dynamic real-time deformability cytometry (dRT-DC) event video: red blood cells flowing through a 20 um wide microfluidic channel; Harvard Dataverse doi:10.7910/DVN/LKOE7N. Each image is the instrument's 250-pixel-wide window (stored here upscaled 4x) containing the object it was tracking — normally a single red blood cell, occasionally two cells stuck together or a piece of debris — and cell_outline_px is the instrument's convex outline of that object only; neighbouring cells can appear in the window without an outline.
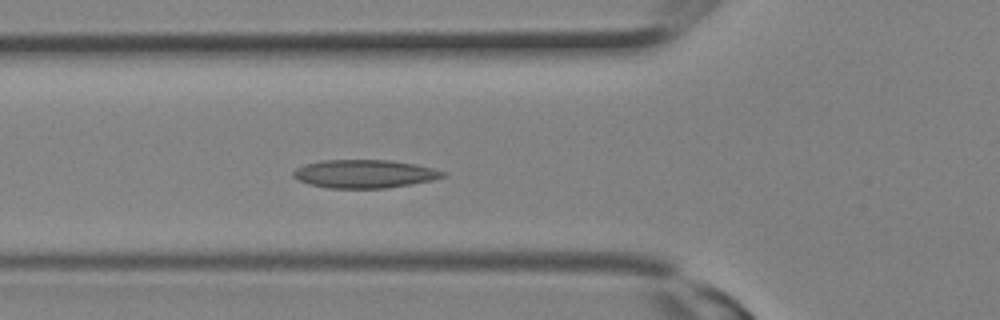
{"species": "Egyptian fruit bat (a non-hibernating species)", "species_latin": "Rousettus aegyptiacus", "temperature_condition": "room temperature", "stored_images_in_passage": 13, "camera_frame_rate_fps": 3000, "um_per_image_px": 0.085, "animal": {"sex": "female"}, "frame": {"image": 1, "passage_image": 11, "time_ms": 3.333, "image_size_px": [1000, 320], "cell_outline_px": [[444, 176], [432, 180], [384, 188], [328, 188], [308, 184], [292, 176], [292, 172], [296, 168], [304, 164], [324, 160], [388, 160], [412, 164], [432, 168], [444, 172]], "centroid_in_image_um": [30.9, 14.77], "position_along_channel_um": 94.9, "area_um2": 24.28}}
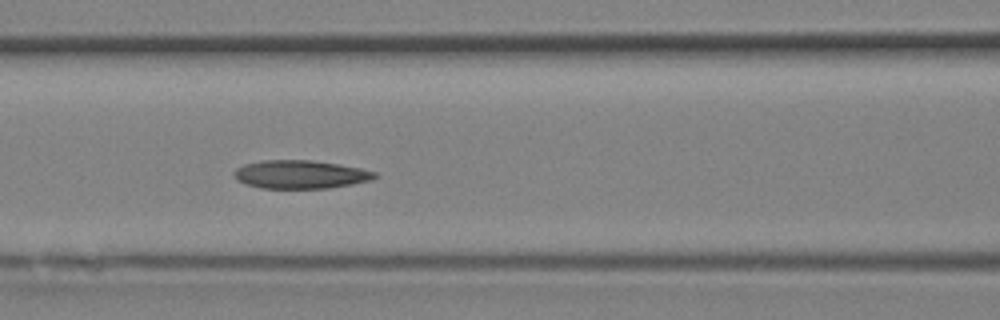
{"frame": {"image": 2, "passage_image": 13, "time_ms": 4.0, "image_size_px": [1000, 320], "cell_outline_px": [[380, 176], [372, 180], [352, 184], [328, 188], [260, 188], [244, 184], [236, 180], [232, 172], [236, 168], [244, 164], [264, 160], [312, 160], [340, 164], [360, 168], [376, 172]], "centroid_in_image_um": [25.53, 14.82], "position_along_channel_um": 141.1, "area_um2": 23.47}}